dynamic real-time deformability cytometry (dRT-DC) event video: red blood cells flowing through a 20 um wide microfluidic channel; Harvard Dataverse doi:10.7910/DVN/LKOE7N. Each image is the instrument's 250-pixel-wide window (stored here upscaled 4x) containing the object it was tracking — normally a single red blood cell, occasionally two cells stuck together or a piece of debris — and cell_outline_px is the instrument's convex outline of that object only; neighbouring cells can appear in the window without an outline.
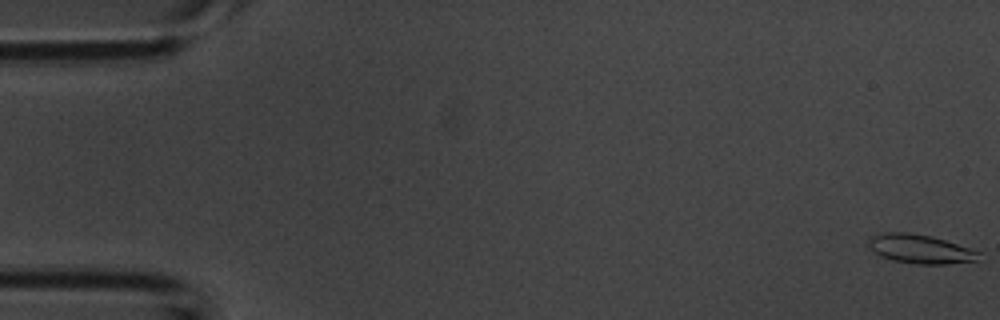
{"species": "common noctule bat (a hibernating species)", "species_latin": "Nyctalus noctula", "temperature_condition": "room temperature", "stored_images_in_passage": 54, "camera_frame_rate_fps": 3000, "um_per_image_px": 0.085, "animal": {"sex": "male", "body_mass_g": 20.1, "forearm_length_mm": 53.5}, "frame": {"image": 1, "passage_image": 1, "time_ms": 0.0, "image_size_px": [1000, 320], "cell_outline_px": [[980, 252], [976, 260], [948, 264], [916, 264], [892, 260], [880, 256], [868, 248], [868, 240], [872, 236], [884, 232], [908, 232], [932, 236]], "centroid_in_image_um": [78.14, 21.16], "position_along_channel_um": 6.9, "area_um2": 18.5}}
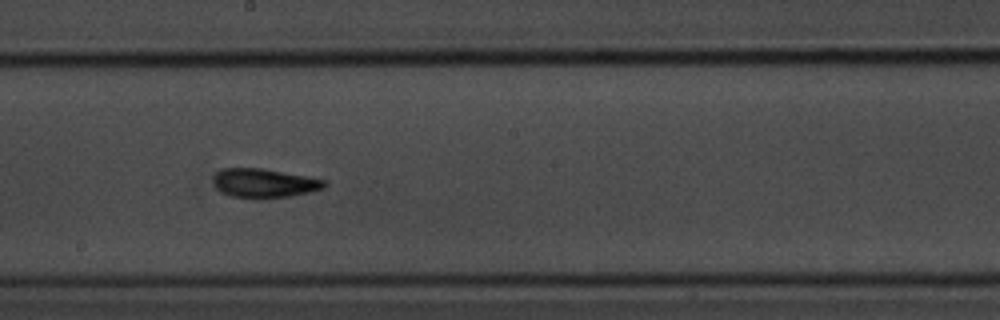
{"frame": {"image": 2, "passage_image": 30, "time_ms": 9.667, "image_size_px": [1000, 320], "cell_outline_px": [[328, 184], [324, 188], [308, 192], [288, 196], [260, 200], [256, 200], [228, 196], [216, 188], [212, 180], [216, 172], [224, 168], [260, 168], [328, 180]], "centroid_in_image_um": [22.43, 15.59], "position_along_channel_um": 225.8, "area_um2": 19.13}}
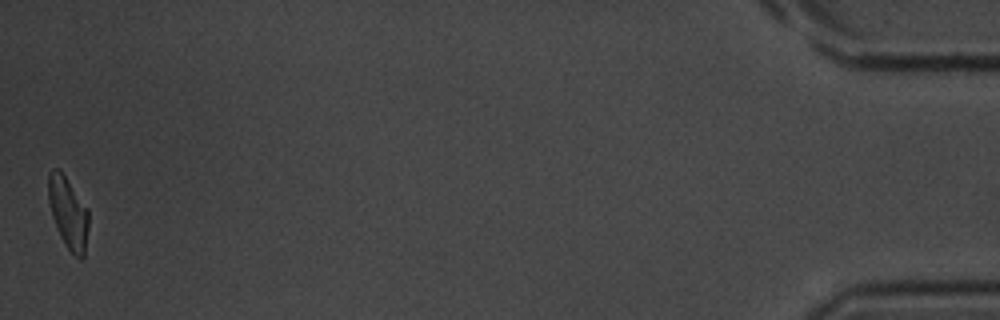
{"frame": {"image": 3, "passage_image": 54, "time_ms": 17.667, "image_size_px": [1000, 320], "cell_outline_px": [[88, 228], [84, 256], [80, 260], [68, 248], [60, 236], [52, 216], [48, 200], [48, 172], [52, 168], [60, 168], [88, 208]], "centroid_in_image_um": [5.79, 18.03], "position_along_channel_um": 429.4, "area_um2": 16.88}, "authors_computed_cell_mechanics": {"area_um2": 17.7446, "velocity_mm_per_s": 3.7341, "shape_relaxation_time_tau1_ms": 2.708, "shape_relaxation_time_tau2_ms": 3.1515, "deformation_change_tau1": 0.1674, "deformation_change_tau2": 0.1247}}